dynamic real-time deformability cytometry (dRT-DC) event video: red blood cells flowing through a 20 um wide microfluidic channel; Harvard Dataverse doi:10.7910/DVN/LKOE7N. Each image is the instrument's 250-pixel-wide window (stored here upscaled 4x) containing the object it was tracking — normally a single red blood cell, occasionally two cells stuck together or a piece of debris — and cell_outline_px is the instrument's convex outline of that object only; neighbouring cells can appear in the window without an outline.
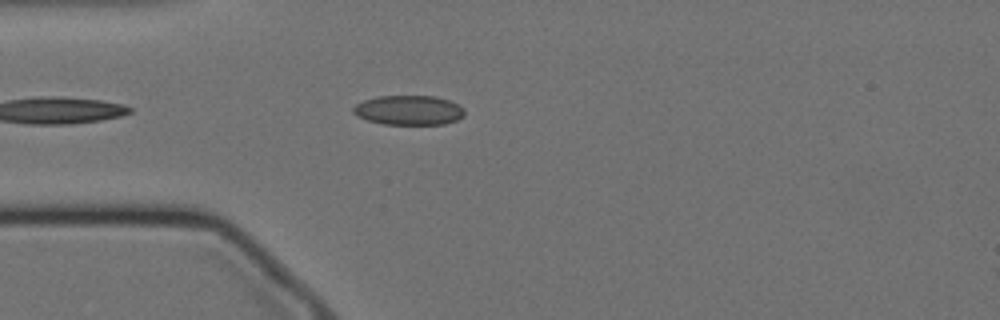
{"species": "Egyptian fruit bat (a non-hibernating species)", "species_latin": "Rousettus aegyptiacus", "temperature_condition": "cold", "stored_images_in_passage": 30, "camera_frame_rate_fps": 3000, "um_per_image_px": 0.085, "animal": {"sex": "female"}, "frame": {"image": 1, "passage_image": 5, "time_ms": 1.333, "image_size_px": [1000, 320], "cell_outline_px": [[464, 116], [456, 120], [444, 124], [384, 124], [368, 120], [352, 112], [352, 108], [356, 104], [364, 100], [376, 96], [436, 96], [448, 100], [464, 108]], "centroid_in_image_um": [34.75, 9.36], "position_along_channel_um": 50.3, "area_um2": 19.07}}
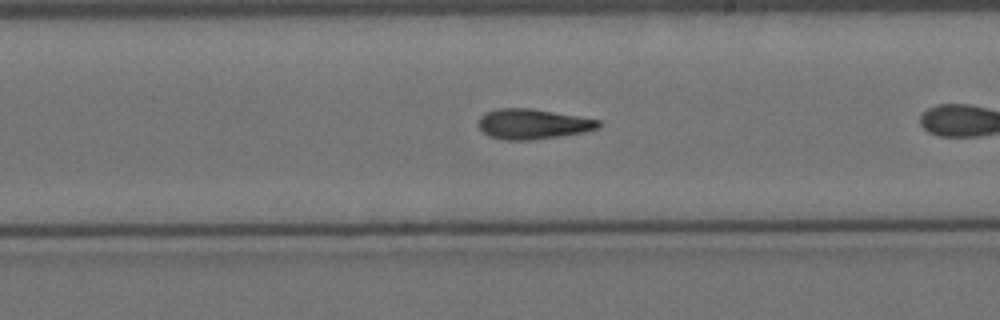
{"frame": {"image": 2, "passage_image": 19, "time_ms": 6.0, "image_size_px": [1000, 320], "cell_outline_px": [[604, 124], [600, 128], [584, 132], [560, 136], [532, 140], [504, 140], [488, 136], [476, 124], [480, 116], [484, 112], [500, 108], [532, 108], [600, 120]], "centroid_in_image_um": [45.29, 10.54], "position_along_channel_um": 243.7, "area_um2": 21.39}}
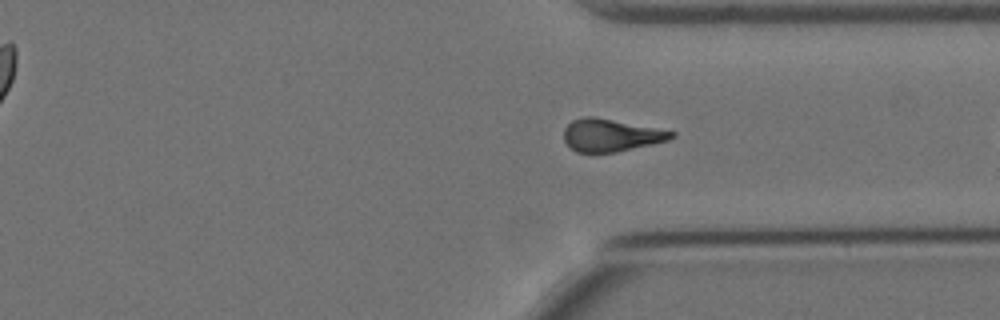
{"frame": {"image": 3, "passage_image": 29, "time_ms": 9.333, "image_size_px": [1000, 320], "cell_outline_px": [[676, 136], [668, 140], [652, 144], [616, 152], [576, 152], [564, 140], [564, 128], [572, 120], [584, 116], [592, 116], [676, 132]], "centroid_in_image_um": [51.91, 11.49], "position_along_channel_um": 359.5, "area_um2": 20.11}}